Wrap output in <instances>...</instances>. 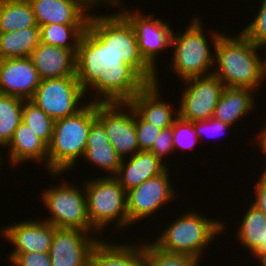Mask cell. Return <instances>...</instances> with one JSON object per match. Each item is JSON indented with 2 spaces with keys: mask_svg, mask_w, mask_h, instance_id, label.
Listing matches in <instances>:
<instances>
[{
  "mask_svg": "<svg viewBox=\"0 0 266 266\" xmlns=\"http://www.w3.org/2000/svg\"><path fill=\"white\" fill-rule=\"evenodd\" d=\"M76 77L90 102H129L148 83L124 63L88 26L75 52Z\"/></svg>",
  "mask_w": 266,
  "mask_h": 266,
  "instance_id": "obj_1",
  "label": "cell"
},
{
  "mask_svg": "<svg viewBox=\"0 0 266 266\" xmlns=\"http://www.w3.org/2000/svg\"><path fill=\"white\" fill-rule=\"evenodd\" d=\"M259 49L242 32L233 37L222 33L213 50L212 74L223 82L224 87L258 91L262 81L266 80V56L264 59L260 57Z\"/></svg>",
  "mask_w": 266,
  "mask_h": 266,
  "instance_id": "obj_2",
  "label": "cell"
},
{
  "mask_svg": "<svg viewBox=\"0 0 266 266\" xmlns=\"http://www.w3.org/2000/svg\"><path fill=\"white\" fill-rule=\"evenodd\" d=\"M96 119V102L88 101L76 114L54 123L53 136L48 145L47 170L54 178L75 167L84 157L92 122Z\"/></svg>",
  "mask_w": 266,
  "mask_h": 266,
  "instance_id": "obj_3",
  "label": "cell"
},
{
  "mask_svg": "<svg viewBox=\"0 0 266 266\" xmlns=\"http://www.w3.org/2000/svg\"><path fill=\"white\" fill-rule=\"evenodd\" d=\"M192 19L183 33L172 32L171 48L173 47L174 50L170 68L171 72L175 73L182 81L212 74L214 52L212 53V49L210 50L209 42L213 44L214 49L222 34V32L212 30L210 31L212 42L208 41L200 18Z\"/></svg>",
  "mask_w": 266,
  "mask_h": 266,
  "instance_id": "obj_4",
  "label": "cell"
},
{
  "mask_svg": "<svg viewBox=\"0 0 266 266\" xmlns=\"http://www.w3.org/2000/svg\"><path fill=\"white\" fill-rule=\"evenodd\" d=\"M192 211H187L175 222L172 221L153 243L163 251L186 254L201 260L204 249L218 234L223 233L226 225Z\"/></svg>",
  "mask_w": 266,
  "mask_h": 266,
  "instance_id": "obj_5",
  "label": "cell"
},
{
  "mask_svg": "<svg viewBox=\"0 0 266 266\" xmlns=\"http://www.w3.org/2000/svg\"><path fill=\"white\" fill-rule=\"evenodd\" d=\"M87 26L148 84L156 83L158 72L142 57L135 30L120 11L108 15H96L91 12Z\"/></svg>",
  "mask_w": 266,
  "mask_h": 266,
  "instance_id": "obj_6",
  "label": "cell"
},
{
  "mask_svg": "<svg viewBox=\"0 0 266 266\" xmlns=\"http://www.w3.org/2000/svg\"><path fill=\"white\" fill-rule=\"evenodd\" d=\"M87 199V214L91 226L101 233L111 223L128 228L126 191L114 176L87 179L83 182Z\"/></svg>",
  "mask_w": 266,
  "mask_h": 266,
  "instance_id": "obj_7",
  "label": "cell"
},
{
  "mask_svg": "<svg viewBox=\"0 0 266 266\" xmlns=\"http://www.w3.org/2000/svg\"><path fill=\"white\" fill-rule=\"evenodd\" d=\"M66 182L42 190L40 198L51 216L41 220L56 228L97 232L88 218L85 186L82 191L76 184Z\"/></svg>",
  "mask_w": 266,
  "mask_h": 266,
  "instance_id": "obj_8",
  "label": "cell"
},
{
  "mask_svg": "<svg viewBox=\"0 0 266 266\" xmlns=\"http://www.w3.org/2000/svg\"><path fill=\"white\" fill-rule=\"evenodd\" d=\"M84 94L76 76H65L41 80L30 100L56 121L81 110L86 105Z\"/></svg>",
  "mask_w": 266,
  "mask_h": 266,
  "instance_id": "obj_9",
  "label": "cell"
},
{
  "mask_svg": "<svg viewBox=\"0 0 266 266\" xmlns=\"http://www.w3.org/2000/svg\"><path fill=\"white\" fill-rule=\"evenodd\" d=\"M96 118L105 127L110 143L122 159L139 151L135 110L129 102L96 103Z\"/></svg>",
  "mask_w": 266,
  "mask_h": 266,
  "instance_id": "obj_10",
  "label": "cell"
},
{
  "mask_svg": "<svg viewBox=\"0 0 266 266\" xmlns=\"http://www.w3.org/2000/svg\"><path fill=\"white\" fill-rule=\"evenodd\" d=\"M185 86L179 100V117L186 121L208 120L213 116L224 88L223 82L214 74L183 80Z\"/></svg>",
  "mask_w": 266,
  "mask_h": 266,
  "instance_id": "obj_11",
  "label": "cell"
},
{
  "mask_svg": "<svg viewBox=\"0 0 266 266\" xmlns=\"http://www.w3.org/2000/svg\"><path fill=\"white\" fill-rule=\"evenodd\" d=\"M168 169L169 167L126 193L127 216L131 225L133 223L135 225L143 218L146 220L147 217L156 214L157 210L164 207L167 202L177 198L176 191L170 183Z\"/></svg>",
  "mask_w": 266,
  "mask_h": 266,
  "instance_id": "obj_12",
  "label": "cell"
},
{
  "mask_svg": "<svg viewBox=\"0 0 266 266\" xmlns=\"http://www.w3.org/2000/svg\"><path fill=\"white\" fill-rule=\"evenodd\" d=\"M123 2L118 3L115 7L121 8L120 12L129 20L133 26L139 51L144 60L156 71L157 54L163 52V50L171 47V39L173 28L169 23L155 19V15L152 13L142 14L140 10L127 11L124 8ZM122 5V6H121ZM124 9H123V8ZM148 15V16H147Z\"/></svg>",
  "mask_w": 266,
  "mask_h": 266,
  "instance_id": "obj_13",
  "label": "cell"
},
{
  "mask_svg": "<svg viewBox=\"0 0 266 266\" xmlns=\"http://www.w3.org/2000/svg\"><path fill=\"white\" fill-rule=\"evenodd\" d=\"M93 234L78 229L56 228L49 250L51 265L90 266L91 251L100 241L99 235L95 237Z\"/></svg>",
  "mask_w": 266,
  "mask_h": 266,
  "instance_id": "obj_14",
  "label": "cell"
},
{
  "mask_svg": "<svg viewBox=\"0 0 266 266\" xmlns=\"http://www.w3.org/2000/svg\"><path fill=\"white\" fill-rule=\"evenodd\" d=\"M56 227L44 220L27 219L2 227V237L14 246L11 253H49Z\"/></svg>",
  "mask_w": 266,
  "mask_h": 266,
  "instance_id": "obj_15",
  "label": "cell"
},
{
  "mask_svg": "<svg viewBox=\"0 0 266 266\" xmlns=\"http://www.w3.org/2000/svg\"><path fill=\"white\" fill-rule=\"evenodd\" d=\"M41 78L30 57L0 59V93L24 100L33 97Z\"/></svg>",
  "mask_w": 266,
  "mask_h": 266,
  "instance_id": "obj_16",
  "label": "cell"
},
{
  "mask_svg": "<svg viewBox=\"0 0 266 266\" xmlns=\"http://www.w3.org/2000/svg\"><path fill=\"white\" fill-rule=\"evenodd\" d=\"M29 2L38 26L51 23L88 24L89 13L95 8L89 0H29Z\"/></svg>",
  "mask_w": 266,
  "mask_h": 266,
  "instance_id": "obj_17",
  "label": "cell"
},
{
  "mask_svg": "<svg viewBox=\"0 0 266 266\" xmlns=\"http://www.w3.org/2000/svg\"><path fill=\"white\" fill-rule=\"evenodd\" d=\"M159 82V83H158ZM160 80L147 84L130 101L132 108L147 122L157 128L166 129L179 117L178 109L159 98ZM177 111H174V110Z\"/></svg>",
  "mask_w": 266,
  "mask_h": 266,
  "instance_id": "obj_18",
  "label": "cell"
},
{
  "mask_svg": "<svg viewBox=\"0 0 266 266\" xmlns=\"http://www.w3.org/2000/svg\"><path fill=\"white\" fill-rule=\"evenodd\" d=\"M76 49L46 45L42 42L32 51L30 58L41 80L76 76Z\"/></svg>",
  "mask_w": 266,
  "mask_h": 266,
  "instance_id": "obj_19",
  "label": "cell"
},
{
  "mask_svg": "<svg viewBox=\"0 0 266 266\" xmlns=\"http://www.w3.org/2000/svg\"><path fill=\"white\" fill-rule=\"evenodd\" d=\"M165 162L160 161L151 151H138L129 159H122L114 177L127 193L147 179L161 174L168 166Z\"/></svg>",
  "mask_w": 266,
  "mask_h": 266,
  "instance_id": "obj_20",
  "label": "cell"
},
{
  "mask_svg": "<svg viewBox=\"0 0 266 266\" xmlns=\"http://www.w3.org/2000/svg\"><path fill=\"white\" fill-rule=\"evenodd\" d=\"M90 266H146L144 243H109L101 240L93 247Z\"/></svg>",
  "mask_w": 266,
  "mask_h": 266,
  "instance_id": "obj_21",
  "label": "cell"
},
{
  "mask_svg": "<svg viewBox=\"0 0 266 266\" xmlns=\"http://www.w3.org/2000/svg\"><path fill=\"white\" fill-rule=\"evenodd\" d=\"M83 158L108 173L106 176H115L121 165L122 158L115 151L105 127L97 118L91 124Z\"/></svg>",
  "mask_w": 266,
  "mask_h": 266,
  "instance_id": "obj_22",
  "label": "cell"
},
{
  "mask_svg": "<svg viewBox=\"0 0 266 266\" xmlns=\"http://www.w3.org/2000/svg\"><path fill=\"white\" fill-rule=\"evenodd\" d=\"M7 148L11 166H20L23 162L33 160L32 162L45 163L44 167L47 170L48 145L23 121L14 131L11 141L6 146Z\"/></svg>",
  "mask_w": 266,
  "mask_h": 266,
  "instance_id": "obj_23",
  "label": "cell"
},
{
  "mask_svg": "<svg viewBox=\"0 0 266 266\" xmlns=\"http://www.w3.org/2000/svg\"><path fill=\"white\" fill-rule=\"evenodd\" d=\"M254 92L250 88L224 87L212 118L232 127L255 108Z\"/></svg>",
  "mask_w": 266,
  "mask_h": 266,
  "instance_id": "obj_24",
  "label": "cell"
},
{
  "mask_svg": "<svg viewBox=\"0 0 266 266\" xmlns=\"http://www.w3.org/2000/svg\"><path fill=\"white\" fill-rule=\"evenodd\" d=\"M39 27L29 0H0V33Z\"/></svg>",
  "mask_w": 266,
  "mask_h": 266,
  "instance_id": "obj_25",
  "label": "cell"
},
{
  "mask_svg": "<svg viewBox=\"0 0 266 266\" xmlns=\"http://www.w3.org/2000/svg\"><path fill=\"white\" fill-rule=\"evenodd\" d=\"M40 44V27L0 33V59L30 57Z\"/></svg>",
  "mask_w": 266,
  "mask_h": 266,
  "instance_id": "obj_26",
  "label": "cell"
},
{
  "mask_svg": "<svg viewBox=\"0 0 266 266\" xmlns=\"http://www.w3.org/2000/svg\"><path fill=\"white\" fill-rule=\"evenodd\" d=\"M243 214L237 227L236 238L242 244L241 246L247 248L252 254L261 244H265L266 217L253 203Z\"/></svg>",
  "mask_w": 266,
  "mask_h": 266,
  "instance_id": "obj_27",
  "label": "cell"
},
{
  "mask_svg": "<svg viewBox=\"0 0 266 266\" xmlns=\"http://www.w3.org/2000/svg\"><path fill=\"white\" fill-rule=\"evenodd\" d=\"M39 27L40 42L66 49H77L87 24L51 23Z\"/></svg>",
  "mask_w": 266,
  "mask_h": 266,
  "instance_id": "obj_28",
  "label": "cell"
},
{
  "mask_svg": "<svg viewBox=\"0 0 266 266\" xmlns=\"http://www.w3.org/2000/svg\"><path fill=\"white\" fill-rule=\"evenodd\" d=\"M23 103L22 98L0 93V148L5 149L22 122Z\"/></svg>",
  "mask_w": 266,
  "mask_h": 266,
  "instance_id": "obj_29",
  "label": "cell"
},
{
  "mask_svg": "<svg viewBox=\"0 0 266 266\" xmlns=\"http://www.w3.org/2000/svg\"><path fill=\"white\" fill-rule=\"evenodd\" d=\"M22 121L47 145L50 144L55 121L30 99L24 100Z\"/></svg>",
  "mask_w": 266,
  "mask_h": 266,
  "instance_id": "obj_30",
  "label": "cell"
},
{
  "mask_svg": "<svg viewBox=\"0 0 266 266\" xmlns=\"http://www.w3.org/2000/svg\"><path fill=\"white\" fill-rule=\"evenodd\" d=\"M146 266H199L200 259L186 255L169 253L158 248L152 241L144 244Z\"/></svg>",
  "mask_w": 266,
  "mask_h": 266,
  "instance_id": "obj_31",
  "label": "cell"
},
{
  "mask_svg": "<svg viewBox=\"0 0 266 266\" xmlns=\"http://www.w3.org/2000/svg\"><path fill=\"white\" fill-rule=\"evenodd\" d=\"M173 146L174 151L177 149L192 150L199 140V137L194 129L192 121H186L178 117L173 125Z\"/></svg>",
  "mask_w": 266,
  "mask_h": 266,
  "instance_id": "obj_32",
  "label": "cell"
},
{
  "mask_svg": "<svg viewBox=\"0 0 266 266\" xmlns=\"http://www.w3.org/2000/svg\"><path fill=\"white\" fill-rule=\"evenodd\" d=\"M261 1L255 18L241 31L260 49L266 48V0Z\"/></svg>",
  "mask_w": 266,
  "mask_h": 266,
  "instance_id": "obj_33",
  "label": "cell"
},
{
  "mask_svg": "<svg viewBox=\"0 0 266 266\" xmlns=\"http://www.w3.org/2000/svg\"><path fill=\"white\" fill-rule=\"evenodd\" d=\"M135 126L139 151H149L152 148L153 141H156L162 129L145 121L136 111Z\"/></svg>",
  "mask_w": 266,
  "mask_h": 266,
  "instance_id": "obj_34",
  "label": "cell"
},
{
  "mask_svg": "<svg viewBox=\"0 0 266 266\" xmlns=\"http://www.w3.org/2000/svg\"><path fill=\"white\" fill-rule=\"evenodd\" d=\"M7 258L12 266H52L49 253H10Z\"/></svg>",
  "mask_w": 266,
  "mask_h": 266,
  "instance_id": "obj_35",
  "label": "cell"
},
{
  "mask_svg": "<svg viewBox=\"0 0 266 266\" xmlns=\"http://www.w3.org/2000/svg\"><path fill=\"white\" fill-rule=\"evenodd\" d=\"M173 129L172 126L162 129L157 136L156 141H153L151 151L160 161L163 162L164 158L169 154H173Z\"/></svg>",
  "mask_w": 266,
  "mask_h": 266,
  "instance_id": "obj_36",
  "label": "cell"
},
{
  "mask_svg": "<svg viewBox=\"0 0 266 266\" xmlns=\"http://www.w3.org/2000/svg\"><path fill=\"white\" fill-rule=\"evenodd\" d=\"M193 126H194V129H195L198 137H199V140H201V138L207 133L211 137L212 136L216 137V135L220 136L221 133L224 134L226 132V130L230 129L229 125H227V124H225L219 120H216L212 117L208 120L194 121ZM210 133H211V135H210ZM213 133H215V134H213Z\"/></svg>",
  "mask_w": 266,
  "mask_h": 266,
  "instance_id": "obj_37",
  "label": "cell"
},
{
  "mask_svg": "<svg viewBox=\"0 0 266 266\" xmlns=\"http://www.w3.org/2000/svg\"><path fill=\"white\" fill-rule=\"evenodd\" d=\"M255 188V199H253V204H255L266 217V175H260L259 180L253 187Z\"/></svg>",
  "mask_w": 266,
  "mask_h": 266,
  "instance_id": "obj_38",
  "label": "cell"
},
{
  "mask_svg": "<svg viewBox=\"0 0 266 266\" xmlns=\"http://www.w3.org/2000/svg\"><path fill=\"white\" fill-rule=\"evenodd\" d=\"M257 138V145L259 146V149H261V152L263 154L265 153L264 155L266 156V123L265 126L261 128L260 134H258ZM262 174L266 175V168Z\"/></svg>",
  "mask_w": 266,
  "mask_h": 266,
  "instance_id": "obj_39",
  "label": "cell"
},
{
  "mask_svg": "<svg viewBox=\"0 0 266 266\" xmlns=\"http://www.w3.org/2000/svg\"><path fill=\"white\" fill-rule=\"evenodd\" d=\"M95 7L96 5L109 4L110 7H115L118 3L122 2V0H89ZM112 4V5H111Z\"/></svg>",
  "mask_w": 266,
  "mask_h": 266,
  "instance_id": "obj_40",
  "label": "cell"
},
{
  "mask_svg": "<svg viewBox=\"0 0 266 266\" xmlns=\"http://www.w3.org/2000/svg\"><path fill=\"white\" fill-rule=\"evenodd\" d=\"M266 254V237H265V244H261L252 254L254 255V259H257L260 255Z\"/></svg>",
  "mask_w": 266,
  "mask_h": 266,
  "instance_id": "obj_41",
  "label": "cell"
},
{
  "mask_svg": "<svg viewBox=\"0 0 266 266\" xmlns=\"http://www.w3.org/2000/svg\"><path fill=\"white\" fill-rule=\"evenodd\" d=\"M257 259L260 262V266H266V254L260 255Z\"/></svg>",
  "mask_w": 266,
  "mask_h": 266,
  "instance_id": "obj_42",
  "label": "cell"
},
{
  "mask_svg": "<svg viewBox=\"0 0 266 266\" xmlns=\"http://www.w3.org/2000/svg\"><path fill=\"white\" fill-rule=\"evenodd\" d=\"M1 154H2V153H0V166H1V160H3V158L1 159V157H2Z\"/></svg>",
  "mask_w": 266,
  "mask_h": 266,
  "instance_id": "obj_43",
  "label": "cell"
}]
</instances>
